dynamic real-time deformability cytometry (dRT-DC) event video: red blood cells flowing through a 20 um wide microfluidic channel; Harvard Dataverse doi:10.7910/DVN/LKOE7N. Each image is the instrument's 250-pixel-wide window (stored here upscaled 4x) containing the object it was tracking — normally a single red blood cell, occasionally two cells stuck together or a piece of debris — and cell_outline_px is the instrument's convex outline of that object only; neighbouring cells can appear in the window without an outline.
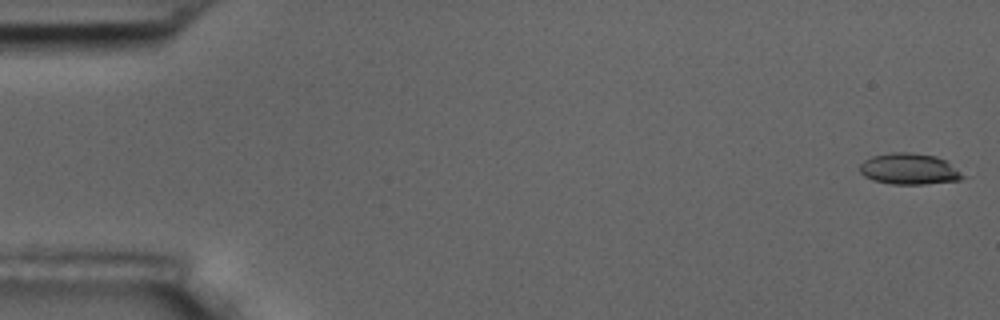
{"species": "common noctule bat (a hibernating species)", "species_latin": "Nyctalus noctula", "temperature_condition": "room temperature", "stored_images_in_passage": 6, "camera_frame_rate_fps": 3000, "um_per_image_px": 0.085, "animal": {"sex": "male", "body_mass_g": 17.5, "forearm_length_mm": 52.3}, "frame": {"image": 1, "passage_image": 1, "time_ms": 0.0, "image_size_px": [1000, 320], "cell_outline_px": [[972, 176], [960, 180], [924, 184], [892, 184], [872, 180], [864, 176], [860, 172], [860, 164], [864, 160], [872, 156], [892, 152], [912, 152], [936, 156], [948, 160]], "centroid_in_image_um": [77.41, 14.36], "position_along_channel_um": 7.6, "area_um2": 19.36}}
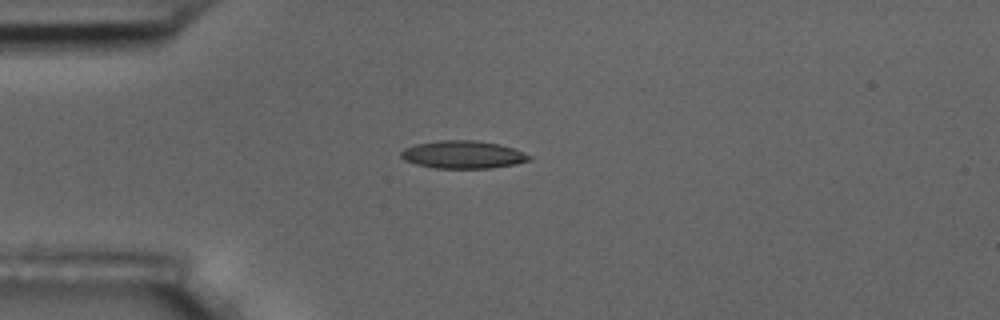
{"frame": {"image": 2, "passage_image": 5, "time_ms": 4.667, "image_size_px": [1000, 320], "cell_outline_px": [[532, 160], [516, 164], [492, 168], [436, 168], [416, 164], [404, 160], [400, 156], [400, 152], [404, 148], [416, 144], [440, 140], [472, 140], [500, 144], [524, 152], [532, 156]], "centroid_in_image_um": [39.37, 13.14], "position_along_channel_um": 45.6, "area_um2": 20.81}}